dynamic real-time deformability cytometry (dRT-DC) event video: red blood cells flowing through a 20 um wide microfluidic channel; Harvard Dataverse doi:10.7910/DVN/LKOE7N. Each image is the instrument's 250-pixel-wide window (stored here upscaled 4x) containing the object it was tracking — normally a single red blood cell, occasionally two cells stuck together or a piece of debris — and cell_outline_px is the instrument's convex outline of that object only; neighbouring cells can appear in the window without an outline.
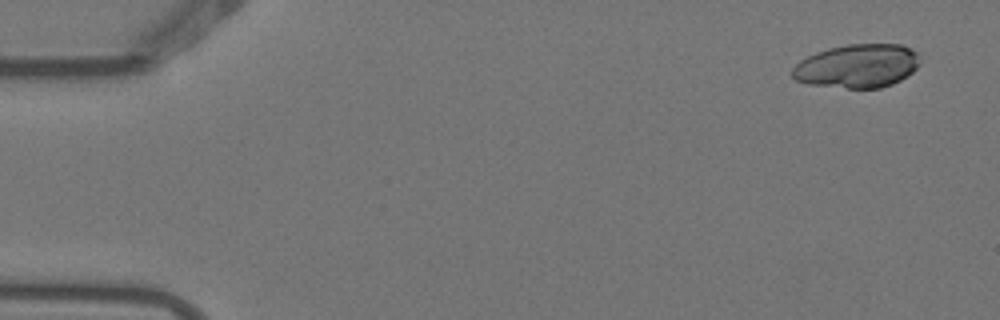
{"species": "Egyptian fruit bat (a non-hibernating species)", "species_latin": "Rousettus aegyptiacus", "temperature_condition": "warm", "stored_images_in_passage": 4, "camera_frame_rate_fps": 3000, "um_per_image_px": 0.085, "animal": {"sex": "female"}, "frame": {"image": 1, "passage_image": 1, "time_ms": 0.0, "image_size_px": [1000, 320], "cell_outline_px": [[920, 64], [912, 72], [900, 80], [892, 84], [880, 88], [848, 88], [808, 84], [796, 80], [792, 76], [792, 68], [800, 60], [816, 52], [828, 48], [848, 44], [900, 44], [920, 52]], "centroid_in_image_um": [72.9, 5.6], "position_along_channel_um": 12.1, "area_um2": 32.66}}